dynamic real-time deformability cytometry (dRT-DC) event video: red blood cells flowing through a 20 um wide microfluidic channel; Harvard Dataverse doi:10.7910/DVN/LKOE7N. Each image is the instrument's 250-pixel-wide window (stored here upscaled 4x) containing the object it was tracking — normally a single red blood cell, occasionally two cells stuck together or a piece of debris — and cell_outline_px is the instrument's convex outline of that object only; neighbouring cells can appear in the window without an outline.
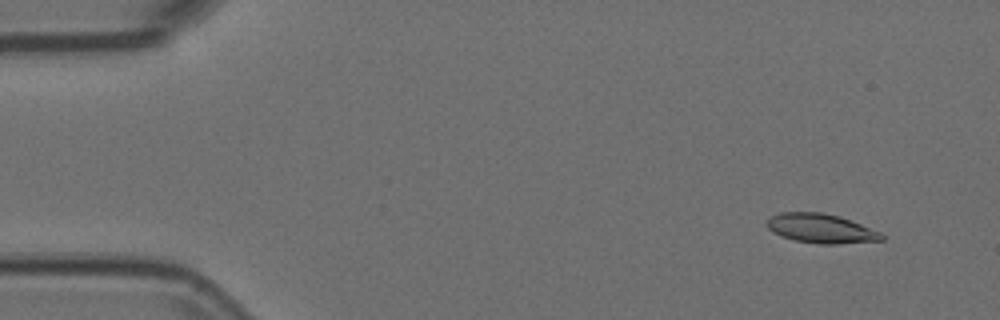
{"species": "Egyptian fruit bat (a non-hibernating species)", "species_latin": "Rousettus aegyptiacus", "temperature_condition": "room temperature", "stored_images_in_passage": 55, "camera_frame_rate_fps": 3000, "um_per_image_px": 0.085, "animal": {"sex": "female"}, "frame": {"image": 1, "passage_image": 5, "time_ms": 1.333, "image_size_px": [1000, 320], "cell_outline_px": [[884, 240], [836, 244], [820, 244], [796, 240], [780, 236], [772, 232], [764, 224], [772, 216], [780, 212], [824, 212], [840, 216], [880, 232], [884, 236]], "centroid_in_image_um": [69.75, 19.41], "position_along_channel_um": 15.2, "area_um2": 19.59}}
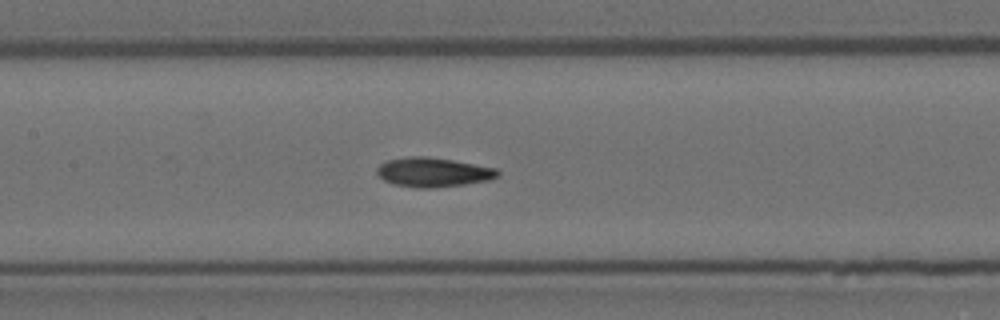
{"frame": {"image": 2, "passage_image": 26, "time_ms": 8.333, "image_size_px": [1000, 320], "cell_outline_px": [[500, 176], [488, 180], [464, 184], [436, 188], [416, 188], [392, 184], [384, 180], [376, 172], [376, 168], [380, 164], [388, 160], [408, 156], [428, 156], [452, 160], [496, 168], [500, 172]], "centroid_in_image_um": [36.8, 14.64], "position_along_channel_um": 170.6, "area_um2": 20.75}}
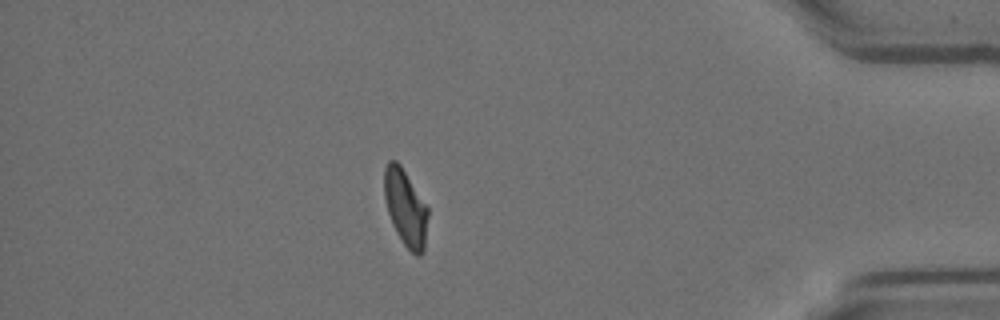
{"frame": {"image": 3, "passage_image": 48, "time_ms": 15.667, "image_size_px": [1000, 320], "cell_outline_px": [[428, 216], [424, 252], [420, 256], [416, 256], [404, 244], [396, 232], [392, 224], [388, 212], [384, 196], [384, 168], [388, 160], [396, 160], [400, 164], [428, 208]], "centroid_in_image_um": [34.46, 17.66], "position_along_channel_um": 400.7, "area_um2": 19.42}, "authors_computed_cell_mechanics": {"area_um2": 19.8254, "velocity_mm_per_s": 3.7103, "shape_relaxation_time_tau1_ms": 9.4488, "shape_relaxation_time_tau2_ms": 2.7792, "deformation_change_tau1": 0.1993, "deformation_change_tau2": 0.0818}}